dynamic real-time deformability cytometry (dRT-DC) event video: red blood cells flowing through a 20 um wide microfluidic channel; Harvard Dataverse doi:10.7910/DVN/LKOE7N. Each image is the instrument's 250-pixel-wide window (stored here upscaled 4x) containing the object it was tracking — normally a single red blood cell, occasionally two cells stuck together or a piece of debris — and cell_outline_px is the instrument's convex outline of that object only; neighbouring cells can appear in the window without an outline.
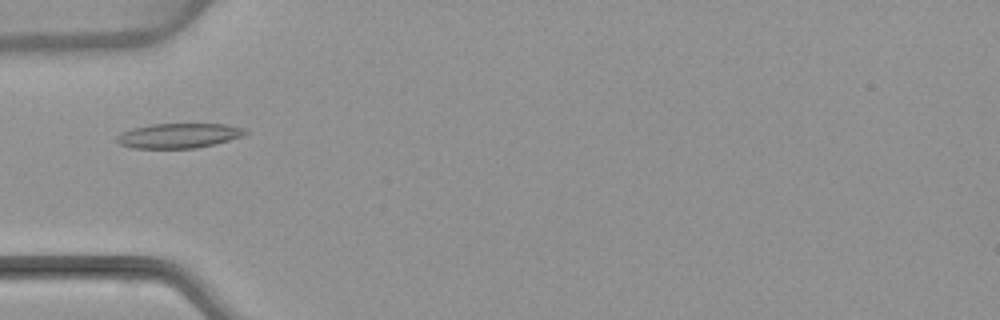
{"species": "common noctule bat (a hibernating species)", "species_latin": "Nyctalus noctula", "temperature_condition": "warm", "stored_images_in_passage": 4, "camera_frame_rate_fps": 3000, "um_per_image_px": 0.085, "animal": {"sex": "female", "body_mass_g": 22.7, "forearm_length_mm": 54.2}, "frame": {"image": 1, "passage_image": 4, "time_ms": 5.667, "image_size_px": [1000, 320], "cell_outline_px": [[248, 132], [244, 136], [216, 144], [196, 148], [132, 148], [120, 144], [116, 140], [116, 136], [120, 132], [132, 128], [152, 124], [224, 124], [244, 128]], "centroid_in_image_um": [15.19, 11.53], "position_along_channel_um": 69.8, "area_um2": 18.67}}